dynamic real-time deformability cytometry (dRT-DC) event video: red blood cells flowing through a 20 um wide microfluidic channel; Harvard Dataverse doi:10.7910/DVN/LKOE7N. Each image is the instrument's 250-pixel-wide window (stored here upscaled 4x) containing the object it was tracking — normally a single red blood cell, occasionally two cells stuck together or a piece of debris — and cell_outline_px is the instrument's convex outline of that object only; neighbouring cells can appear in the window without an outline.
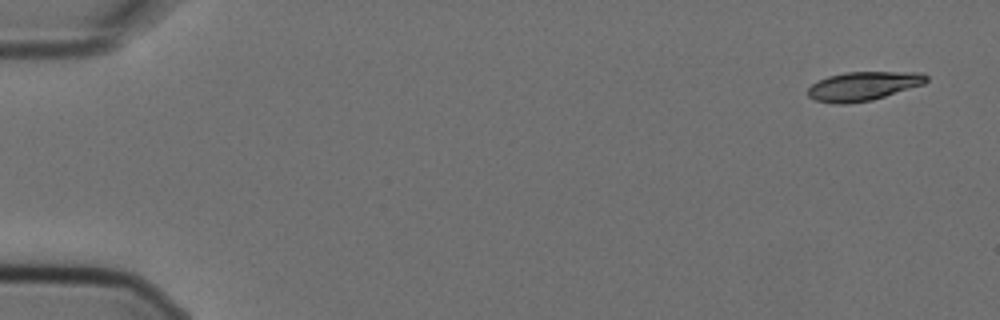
{"species": "Egyptian fruit bat (a non-hibernating species)", "species_latin": "Rousettus aegyptiacus", "temperature_condition": "cold", "stored_images_in_passage": 3, "camera_frame_rate_fps": 3000, "um_per_image_px": 0.085, "animal": {"sex": "female"}, "frame": {"image": 1, "passage_image": 1, "time_ms": 0.0, "image_size_px": [1000, 320], "cell_outline_px": [[928, 80], [924, 84], [872, 100], [848, 104], [832, 104], [816, 100], [808, 96], [808, 88], [812, 84], [828, 76], [844, 72], [920, 72], [928, 76]], "centroid_in_image_um": [73.37, 7.32], "position_along_channel_um": 11.6, "area_um2": 20.0}}